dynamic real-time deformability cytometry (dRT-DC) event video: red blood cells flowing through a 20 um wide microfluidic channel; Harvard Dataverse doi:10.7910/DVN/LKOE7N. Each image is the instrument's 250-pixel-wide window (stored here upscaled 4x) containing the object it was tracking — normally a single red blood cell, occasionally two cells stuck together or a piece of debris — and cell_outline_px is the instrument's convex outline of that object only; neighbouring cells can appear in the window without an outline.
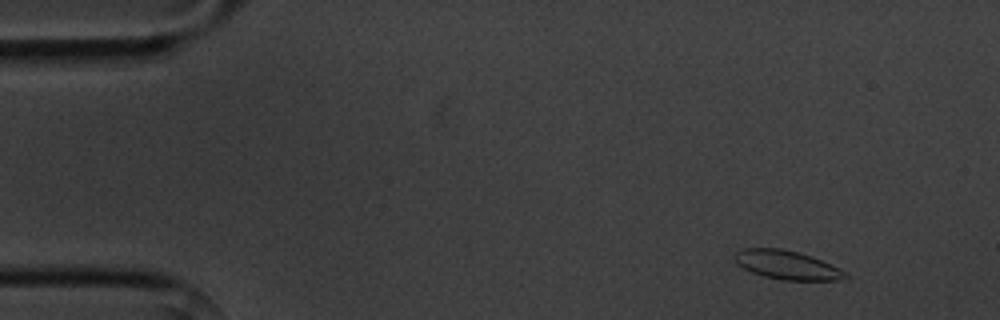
{"species": "common noctule bat (a hibernating species)", "species_latin": "Nyctalus noctula", "temperature_condition": "cold", "stored_images_in_passage": 5, "camera_frame_rate_fps": 3000, "um_per_image_px": 0.085, "animal": {"sex": "male", "body_mass_g": 20.1, "forearm_length_mm": 53.5}, "frame": {"image": 1, "passage_image": 5, "time_ms": 5.667, "image_size_px": [1000, 320], "cell_outline_px": [[848, 276], [840, 280], [780, 280], [764, 276], [752, 272], [744, 268], [732, 256], [736, 252], [744, 248], [780, 248], [812, 256], [840, 268]], "centroid_in_image_um": [66.89, 22.52], "position_along_channel_um": 18.1, "area_um2": 18.38}}